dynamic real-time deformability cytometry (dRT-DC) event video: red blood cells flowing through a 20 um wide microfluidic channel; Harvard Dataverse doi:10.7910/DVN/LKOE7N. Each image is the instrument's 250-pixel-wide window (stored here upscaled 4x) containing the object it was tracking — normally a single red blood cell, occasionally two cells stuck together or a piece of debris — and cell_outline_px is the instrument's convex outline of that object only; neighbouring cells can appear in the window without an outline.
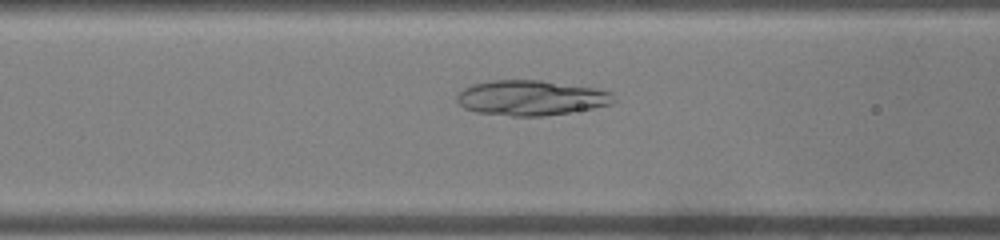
{"species": "common noctule bat (a hibernating species)", "species_latin": "Nyctalus noctula", "temperature_condition": "warm", "stored_images_in_passage": 46, "camera_frame_rate_fps": 3000, "um_per_image_px": 0.085, "animal": {"sex": "male", "body_mass_g": 19.0, "forearm_length_mm": 50.8}, "frame": {"image": 1, "passage_image": 16, "time_ms": 5.0, "image_size_px": [1000, 240], "cell_outline_px": [[616, 100], [612, 104], [592, 108], [544, 116], [512, 116], [476, 112], [464, 108], [456, 100], [456, 96], [464, 88], [472, 84], [492, 80], [540, 80], [592, 88], [612, 92]], "centroid_in_image_um": [45.11, 8.32], "position_along_channel_um": 121.5, "area_um2": 31.91}}
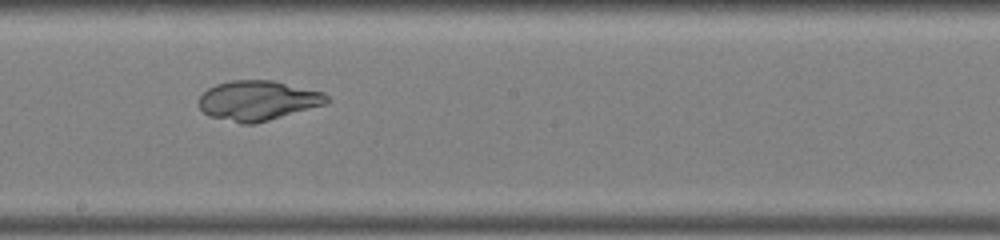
{"frame": {"image": 2, "passage_image": 24, "time_ms": 7.667, "image_size_px": [1000, 240], "cell_outline_px": [[332, 100], [328, 104], [268, 120], [252, 124], [240, 124], [208, 116], [200, 108], [200, 96], [208, 88], [216, 84], [232, 80], [272, 80], [324, 92]], "centroid_in_image_um": [21.95, 8.55], "position_along_channel_um": 226.2, "area_um2": 29.82}}
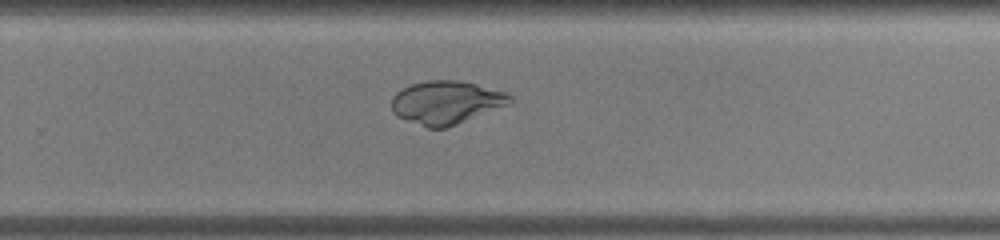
{"frame": {"image": 3, "passage_image": 29, "time_ms": 9.333, "image_size_px": [1000, 240], "cell_outline_px": [[512, 104], [448, 128], [428, 128], [396, 116], [392, 112], [392, 96], [396, 92], [412, 84], [428, 80], [456, 80], [476, 84], [504, 92], [512, 96]], "centroid_in_image_um": [37.95, 8.72], "position_along_channel_um": 291.9, "area_um2": 30.0}}